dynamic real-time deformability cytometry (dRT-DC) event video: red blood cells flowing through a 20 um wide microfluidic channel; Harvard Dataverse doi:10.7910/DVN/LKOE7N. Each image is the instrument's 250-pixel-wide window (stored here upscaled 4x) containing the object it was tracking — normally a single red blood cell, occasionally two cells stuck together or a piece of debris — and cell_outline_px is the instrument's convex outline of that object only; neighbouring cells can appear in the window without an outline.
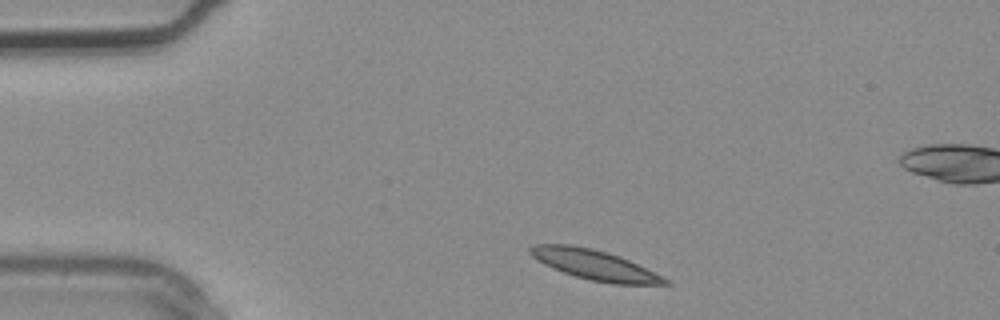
{"species": "common noctule bat (a hibernating species)", "species_latin": "Nyctalus noctula", "temperature_condition": "warm", "stored_images_in_passage": 2, "segment_of_instrument_passage": [2, 2], "camera_frame_rate_fps": 3000, "um_per_image_px": 0.085, "animal": {"sex": "male", "body_mass_g": 20.4}, "frame": {"image": 1, "passage_image": 2, "time_ms": 0.333, "image_size_px": [1000, 320], "cell_outline_px": [[672, 284], [612, 284], [592, 280], [576, 276], [564, 272], [544, 264], [536, 260], [528, 252], [528, 248], [536, 244], [568, 244], [592, 248], [628, 260], [668, 280]], "centroid_in_image_um": [50.46, 22.5], "position_along_channel_um": 34.5, "area_um2": 22.89}}